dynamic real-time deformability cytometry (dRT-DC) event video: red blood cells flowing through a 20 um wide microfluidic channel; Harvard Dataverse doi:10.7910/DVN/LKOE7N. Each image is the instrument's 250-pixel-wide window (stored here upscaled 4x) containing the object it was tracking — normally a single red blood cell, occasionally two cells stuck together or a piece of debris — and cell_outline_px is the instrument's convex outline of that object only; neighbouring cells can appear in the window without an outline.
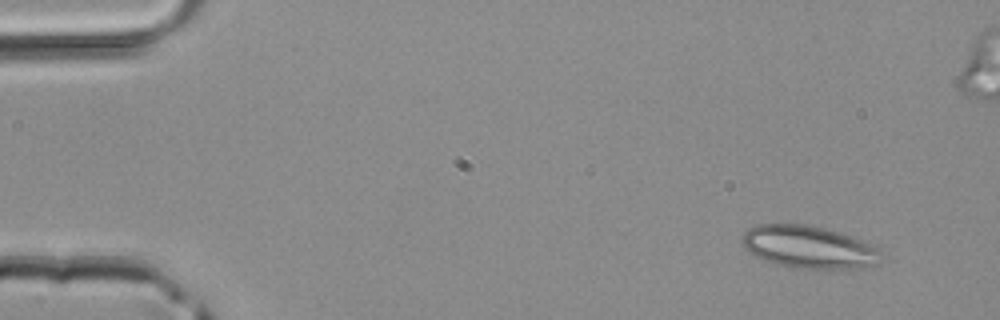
{"species": "common noctule bat (a hibernating species)", "species_latin": "Nyctalus noctula", "temperature_condition": "room temperature", "stored_images_in_passage": 4, "camera_frame_rate_fps": 3000, "um_per_image_px": 0.085, "animal": {"sex": "male", "body_mass_g": 20.4}, "frame": {"image": 1, "passage_image": 1, "time_ms": 0.0, "image_size_px": [1000, 320], "cell_outline_px": [[884, 256], [880, 264], [856, 268], [800, 268], [776, 264], [764, 260], [748, 252], [744, 248], [740, 240], [744, 232], [748, 228], [756, 224], [808, 224], [840, 232], [876, 244], [880, 248]], "centroid_in_image_um": [68.8, 20.99], "position_along_channel_um": 16.2, "area_um2": 35.08}}